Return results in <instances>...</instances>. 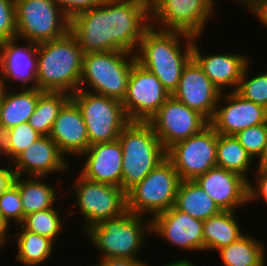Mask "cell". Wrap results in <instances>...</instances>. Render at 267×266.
<instances>
[{"mask_svg": "<svg viewBox=\"0 0 267 266\" xmlns=\"http://www.w3.org/2000/svg\"><path fill=\"white\" fill-rule=\"evenodd\" d=\"M55 207L26 215L20 224L25 230L37 233L56 242L63 230L64 221ZM63 221V222H62Z\"/></svg>", "mask_w": 267, "mask_h": 266, "instance_id": "obj_32", "label": "cell"}, {"mask_svg": "<svg viewBox=\"0 0 267 266\" xmlns=\"http://www.w3.org/2000/svg\"><path fill=\"white\" fill-rule=\"evenodd\" d=\"M229 91L221 93L209 121L218 134L235 135L248 127L267 122V109L264 106L243 98L236 91Z\"/></svg>", "mask_w": 267, "mask_h": 266, "instance_id": "obj_15", "label": "cell"}, {"mask_svg": "<svg viewBox=\"0 0 267 266\" xmlns=\"http://www.w3.org/2000/svg\"><path fill=\"white\" fill-rule=\"evenodd\" d=\"M170 97L160 80L139 63L132 66L122 102L129 121L148 122Z\"/></svg>", "mask_w": 267, "mask_h": 266, "instance_id": "obj_14", "label": "cell"}, {"mask_svg": "<svg viewBox=\"0 0 267 266\" xmlns=\"http://www.w3.org/2000/svg\"><path fill=\"white\" fill-rule=\"evenodd\" d=\"M184 41L185 47L182 44ZM193 41L192 35L158 30L151 26L140 41L135 53L136 61L154 74L172 95L178 87L185 65L192 58Z\"/></svg>", "mask_w": 267, "mask_h": 266, "instance_id": "obj_2", "label": "cell"}, {"mask_svg": "<svg viewBox=\"0 0 267 266\" xmlns=\"http://www.w3.org/2000/svg\"><path fill=\"white\" fill-rule=\"evenodd\" d=\"M151 235L165 239L182 251L204 250L203 221L177 210L174 206L151 218Z\"/></svg>", "mask_w": 267, "mask_h": 266, "instance_id": "obj_16", "label": "cell"}, {"mask_svg": "<svg viewBox=\"0 0 267 266\" xmlns=\"http://www.w3.org/2000/svg\"><path fill=\"white\" fill-rule=\"evenodd\" d=\"M250 63H248L243 71L236 92L243 98L250 100L256 104H260L267 109V71L259 73L256 76L248 78Z\"/></svg>", "mask_w": 267, "mask_h": 266, "instance_id": "obj_33", "label": "cell"}, {"mask_svg": "<svg viewBox=\"0 0 267 266\" xmlns=\"http://www.w3.org/2000/svg\"><path fill=\"white\" fill-rule=\"evenodd\" d=\"M215 4L216 0H149L151 26L201 37L209 18L214 16Z\"/></svg>", "mask_w": 267, "mask_h": 266, "instance_id": "obj_10", "label": "cell"}, {"mask_svg": "<svg viewBox=\"0 0 267 266\" xmlns=\"http://www.w3.org/2000/svg\"><path fill=\"white\" fill-rule=\"evenodd\" d=\"M150 27L148 3L138 0H103L70 19V32L84 54L113 50L135 54Z\"/></svg>", "mask_w": 267, "mask_h": 266, "instance_id": "obj_1", "label": "cell"}, {"mask_svg": "<svg viewBox=\"0 0 267 266\" xmlns=\"http://www.w3.org/2000/svg\"><path fill=\"white\" fill-rule=\"evenodd\" d=\"M138 1H143V2H147L148 3L149 0H138Z\"/></svg>", "mask_w": 267, "mask_h": 266, "instance_id": "obj_49", "label": "cell"}, {"mask_svg": "<svg viewBox=\"0 0 267 266\" xmlns=\"http://www.w3.org/2000/svg\"><path fill=\"white\" fill-rule=\"evenodd\" d=\"M216 160L217 167L236 172L250 181L247 174L255 161L234 135L217 133Z\"/></svg>", "mask_w": 267, "mask_h": 266, "instance_id": "obj_29", "label": "cell"}, {"mask_svg": "<svg viewBox=\"0 0 267 266\" xmlns=\"http://www.w3.org/2000/svg\"><path fill=\"white\" fill-rule=\"evenodd\" d=\"M174 207L201 221L222 211L195 180H181Z\"/></svg>", "mask_w": 267, "mask_h": 266, "instance_id": "obj_24", "label": "cell"}, {"mask_svg": "<svg viewBox=\"0 0 267 266\" xmlns=\"http://www.w3.org/2000/svg\"><path fill=\"white\" fill-rule=\"evenodd\" d=\"M235 138L245 150L256 160L259 159L265 149L267 139V122L248 127L236 133Z\"/></svg>", "mask_w": 267, "mask_h": 266, "instance_id": "obj_34", "label": "cell"}, {"mask_svg": "<svg viewBox=\"0 0 267 266\" xmlns=\"http://www.w3.org/2000/svg\"><path fill=\"white\" fill-rule=\"evenodd\" d=\"M118 140L123 150L121 188L127 193L166 158V150L148 122L130 121Z\"/></svg>", "mask_w": 267, "mask_h": 266, "instance_id": "obj_4", "label": "cell"}, {"mask_svg": "<svg viewBox=\"0 0 267 266\" xmlns=\"http://www.w3.org/2000/svg\"><path fill=\"white\" fill-rule=\"evenodd\" d=\"M15 0H0V43L16 39Z\"/></svg>", "mask_w": 267, "mask_h": 266, "instance_id": "obj_37", "label": "cell"}, {"mask_svg": "<svg viewBox=\"0 0 267 266\" xmlns=\"http://www.w3.org/2000/svg\"><path fill=\"white\" fill-rule=\"evenodd\" d=\"M236 1H238V0H236ZM255 2H256V0H239V3H243V6H245V4H246V6H247L246 8H248V10L254 6Z\"/></svg>", "mask_w": 267, "mask_h": 266, "instance_id": "obj_48", "label": "cell"}, {"mask_svg": "<svg viewBox=\"0 0 267 266\" xmlns=\"http://www.w3.org/2000/svg\"><path fill=\"white\" fill-rule=\"evenodd\" d=\"M11 136V162L31 143L37 141L41 134H39L29 122L21 123L10 129Z\"/></svg>", "mask_w": 267, "mask_h": 266, "instance_id": "obj_36", "label": "cell"}, {"mask_svg": "<svg viewBox=\"0 0 267 266\" xmlns=\"http://www.w3.org/2000/svg\"><path fill=\"white\" fill-rule=\"evenodd\" d=\"M45 178L16 176L14 184L19 188L24 216L54 207L59 193L56 188L44 183Z\"/></svg>", "mask_w": 267, "mask_h": 266, "instance_id": "obj_27", "label": "cell"}, {"mask_svg": "<svg viewBox=\"0 0 267 266\" xmlns=\"http://www.w3.org/2000/svg\"><path fill=\"white\" fill-rule=\"evenodd\" d=\"M3 162V167L0 168V195L7 190L12 184H14L16 174L12 167L11 162L8 163V167Z\"/></svg>", "mask_w": 267, "mask_h": 266, "instance_id": "obj_41", "label": "cell"}, {"mask_svg": "<svg viewBox=\"0 0 267 266\" xmlns=\"http://www.w3.org/2000/svg\"><path fill=\"white\" fill-rule=\"evenodd\" d=\"M17 236L16 260L26 266L40 265L52 256L54 242L47 237L25 230L21 225Z\"/></svg>", "mask_w": 267, "mask_h": 266, "instance_id": "obj_30", "label": "cell"}, {"mask_svg": "<svg viewBox=\"0 0 267 266\" xmlns=\"http://www.w3.org/2000/svg\"><path fill=\"white\" fill-rule=\"evenodd\" d=\"M16 39L41 43L70 31V18L54 0H15Z\"/></svg>", "mask_w": 267, "mask_h": 266, "instance_id": "obj_8", "label": "cell"}, {"mask_svg": "<svg viewBox=\"0 0 267 266\" xmlns=\"http://www.w3.org/2000/svg\"><path fill=\"white\" fill-rule=\"evenodd\" d=\"M180 182L174 165L166 157L126 193L127 210L141 216L148 212L152 218L169 210L175 204Z\"/></svg>", "mask_w": 267, "mask_h": 266, "instance_id": "obj_7", "label": "cell"}, {"mask_svg": "<svg viewBox=\"0 0 267 266\" xmlns=\"http://www.w3.org/2000/svg\"><path fill=\"white\" fill-rule=\"evenodd\" d=\"M11 228L9 224L3 219L2 215L0 214V248L7 243V239L9 234L7 233V229Z\"/></svg>", "mask_w": 267, "mask_h": 266, "instance_id": "obj_44", "label": "cell"}, {"mask_svg": "<svg viewBox=\"0 0 267 266\" xmlns=\"http://www.w3.org/2000/svg\"><path fill=\"white\" fill-rule=\"evenodd\" d=\"M250 10L256 15L259 22L267 27V0H256Z\"/></svg>", "mask_w": 267, "mask_h": 266, "instance_id": "obj_43", "label": "cell"}, {"mask_svg": "<svg viewBox=\"0 0 267 266\" xmlns=\"http://www.w3.org/2000/svg\"><path fill=\"white\" fill-rule=\"evenodd\" d=\"M91 266H148V263L140 259L105 258Z\"/></svg>", "mask_w": 267, "mask_h": 266, "instance_id": "obj_40", "label": "cell"}, {"mask_svg": "<svg viewBox=\"0 0 267 266\" xmlns=\"http://www.w3.org/2000/svg\"><path fill=\"white\" fill-rule=\"evenodd\" d=\"M217 132L209 124L198 134L179 141L166 151L181 180H195L217 166Z\"/></svg>", "mask_w": 267, "mask_h": 266, "instance_id": "obj_12", "label": "cell"}, {"mask_svg": "<svg viewBox=\"0 0 267 266\" xmlns=\"http://www.w3.org/2000/svg\"><path fill=\"white\" fill-rule=\"evenodd\" d=\"M235 212L221 211L203 221L204 250L218 251L244 235Z\"/></svg>", "mask_w": 267, "mask_h": 266, "instance_id": "obj_26", "label": "cell"}, {"mask_svg": "<svg viewBox=\"0 0 267 266\" xmlns=\"http://www.w3.org/2000/svg\"><path fill=\"white\" fill-rule=\"evenodd\" d=\"M6 90H7V85L3 78V75L0 72V108H1L2 100H3Z\"/></svg>", "mask_w": 267, "mask_h": 266, "instance_id": "obj_46", "label": "cell"}, {"mask_svg": "<svg viewBox=\"0 0 267 266\" xmlns=\"http://www.w3.org/2000/svg\"><path fill=\"white\" fill-rule=\"evenodd\" d=\"M11 164L16 176L24 177H47L70 170L67 158L49 136H42L31 143Z\"/></svg>", "mask_w": 267, "mask_h": 266, "instance_id": "obj_19", "label": "cell"}, {"mask_svg": "<svg viewBox=\"0 0 267 266\" xmlns=\"http://www.w3.org/2000/svg\"><path fill=\"white\" fill-rule=\"evenodd\" d=\"M223 266H265L266 249L253 235L244 234L218 251Z\"/></svg>", "mask_w": 267, "mask_h": 266, "instance_id": "obj_28", "label": "cell"}, {"mask_svg": "<svg viewBox=\"0 0 267 266\" xmlns=\"http://www.w3.org/2000/svg\"><path fill=\"white\" fill-rule=\"evenodd\" d=\"M84 52L69 31L64 36L37 44V88L42 91L79 90Z\"/></svg>", "mask_w": 267, "mask_h": 266, "instance_id": "obj_3", "label": "cell"}, {"mask_svg": "<svg viewBox=\"0 0 267 266\" xmlns=\"http://www.w3.org/2000/svg\"><path fill=\"white\" fill-rule=\"evenodd\" d=\"M164 266H194L189 259L182 258L181 260H177L176 262L166 263Z\"/></svg>", "mask_w": 267, "mask_h": 266, "instance_id": "obj_45", "label": "cell"}, {"mask_svg": "<svg viewBox=\"0 0 267 266\" xmlns=\"http://www.w3.org/2000/svg\"><path fill=\"white\" fill-rule=\"evenodd\" d=\"M258 165L267 166V139L262 156L257 160Z\"/></svg>", "mask_w": 267, "mask_h": 266, "instance_id": "obj_47", "label": "cell"}, {"mask_svg": "<svg viewBox=\"0 0 267 266\" xmlns=\"http://www.w3.org/2000/svg\"><path fill=\"white\" fill-rule=\"evenodd\" d=\"M200 37H194L192 57L197 61L204 71V74L221 91L229 87L236 91L241 80L243 71L249 63L244 54L215 53L203 54L196 43Z\"/></svg>", "mask_w": 267, "mask_h": 266, "instance_id": "obj_23", "label": "cell"}, {"mask_svg": "<svg viewBox=\"0 0 267 266\" xmlns=\"http://www.w3.org/2000/svg\"><path fill=\"white\" fill-rule=\"evenodd\" d=\"M11 132L10 129L0 125V155H4L11 161Z\"/></svg>", "mask_w": 267, "mask_h": 266, "instance_id": "obj_42", "label": "cell"}, {"mask_svg": "<svg viewBox=\"0 0 267 266\" xmlns=\"http://www.w3.org/2000/svg\"><path fill=\"white\" fill-rule=\"evenodd\" d=\"M85 162L80 174L85 178L121 187L123 150L119 140L90 145L80 156Z\"/></svg>", "mask_w": 267, "mask_h": 266, "instance_id": "obj_21", "label": "cell"}, {"mask_svg": "<svg viewBox=\"0 0 267 266\" xmlns=\"http://www.w3.org/2000/svg\"><path fill=\"white\" fill-rule=\"evenodd\" d=\"M221 93L192 57L185 65L172 96L210 121Z\"/></svg>", "mask_w": 267, "mask_h": 266, "instance_id": "obj_17", "label": "cell"}, {"mask_svg": "<svg viewBox=\"0 0 267 266\" xmlns=\"http://www.w3.org/2000/svg\"><path fill=\"white\" fill-rule=\"evenodd\" d=\"M128 210L121 216L89 227L85 235L100 251L101 258L140 259L143 243L151 233V219ZM145 220V221H143Z\"/></svg>", "mask_w": 267, "mask_h": 266, "instance_id": "obj_5", "label": "cell"}, {"mask_svg": "<svg viewBox=\"0 0 267 266\" xmlns=\"http://www.w3.org/2000/svg\"><path fill=\"white\" fill-rule=\"evenodd\" d=\"M148 123L166 151L175 143L198 134L209 125V121L203 115L190 109L172 95Z\"/></svg>", "mask_w": 267, "mask_h": 266, "instance_id": "obj_13", "label": "cell"}, {"mask_svg": "<svg viewBox=\"0 0 267 266\" xmlns=\"http://www.w3.org/2000/svg\"><path fill=\"white\" fill-rule=\"evenodd\" d=\"M0 214L9 226L13 222L18 227L23 222L25 216L21 196L19 188L15 184H12L0 195Z\"/></svg>", "mask_w": 267, "mask_h": 266, "instance_id": "obj_35", "label": "cell"}, {"mask_svg": "<svg viewBox=\"0 0 267 266\" xmlns=\"http://www.w3.org/2000/svg\"><path fill=\"white\" fill-rule=\"evenodd\" d=\"M255 166L257 173L255 177L256 186L254 184L252 185V181L251 182L249 181L248 199L249 202L250 201L252 202L262 198L267 204V166H262V165L258 166L255 165Z\"/></svg>", "mask_w": 267, "mask_h": 266, "instance_id": "obj_38", "label": "cell"}, {"mask_svg": "<svg viewBox=\"0 0 267 266\" xmlns=\"http://www.w3.org/2000/svg\"><path fill=\"white\" fill-rule=\"evenodd\" d=\"M65 14L71 19L78 13L90 10L102 3L103 0H54Z\"/></svg>", "mask_w": 267, "mask_h": 266, "instance_id": "obj_39", "label": "cell"}, {"mask_svg": "<svg viewBox=\"0 0 267 266\" xmlns=\"http://www.w3.org/2000/svg\"><path fill=\"white\" fill-rule=\"evenodd\" d=\"M84 119L90 145L117 140L130 122L121 101L79 89L71 95Z\"/></svg>", "mask_w": 267, "mask_h": 266, "instance_id": "obj_9", "label": "cell"}, {"mask_svg": "<svg viewBox=\"0 0 267 266\" xmlns=\"http://www.w3.org/2000/svg\"><path fill=\"white\" fill-rule=\"evenodd\" d=\"M70 190L86 221L84 232L101 221L113 219L127 211L126 192L117 186L91 181L80 173Z\"/></svg>", "mask_w": 267, "mask_h": 266, "instance_id": "obj_11", "label": "cell"}, {"mask_svg": "<svg viewBox=\"0 0 267 266\" xmlns=\"http://www.w3.org/2000/svg\"><path fill=\"white\" fill-rule=\"evenodd\" d=\"M136 62L135 54L127 51L86 53L83 56L79 89L123 102L131 69Z\"/></svg>", "mask_w": 267, "mask_h": 266, "instance_id": "obj_6", "label": "cell"}, {"mask_svg": "<svg viewBox=\"0 0 267 266\" xmlns=\"http://www.w3.org/2000/svg\"><path fill=\"white\" fill-rule=\"evenodd\" d=\"M195 181L215 201L222 211H236L249 203V181L240 174L220 167H214Z\"/></svg>", "mask_w": 267, "mask_h": 266, "instance_id": "obj_18", "label": "cell"}, {"mask_svg": "<svg viewBox=\"0 0 267 266\" xmlns=\"http://www.w3.org/2000/svg\"><path fill=\"white\" fill-rule=\"evenodd\" d=\"M49 137L65 156H81L89 148L84 119L79 107L71 98L60 109Z\"/></svg>", "mask_w": 267, "mask_h": 266, "instance_id": "obj_22", "label": "cell"}, {"mask_svg": "<svg viewBox=\"0 0 267 266\" xmlns=\"http://www.w3.org/2000/svg\"><path fill=\"white\" fill-rule=\"evenodd\" d=\"M18 43L19 39L0 43V72L8 88L10 80L20 84V88H37V44Z\"/></svg>", "mask_w": 267, "mask_h": 266, "instance_id": "obj_20", "label": "cell"}, {"mask_svg": "<svg viewBox=\"0 0 267 266\" xmlns=\"http://www.w3.org/2000/svg\"><path fill=\"white\" fill-rule=\"evenodd\" d=\"M70 98L66 92L44 91L37 100L29 124L42 136H49L60 109Z\"/></svg>", "mask_w": 267, "mask_h": 266, "instance_id": "obj_31", "label": "cell"}, {"mask_svg": "<svg viewBox=\"0 0 267 266\" xmlns=\"http://www.w3.org/2000/svg\"><path fill=\"white\" fill-rule=\"evenodd\" d=\"M7 88L1 108L0 125L9 129L29 121L33 114L39 96L44 92L38 88H21L19 92L11 91Z\"/></svg>", "mask_w": 267, "mask_h": 266, "instance_id": "obj_25", "label": "cell"}]
</instances>
